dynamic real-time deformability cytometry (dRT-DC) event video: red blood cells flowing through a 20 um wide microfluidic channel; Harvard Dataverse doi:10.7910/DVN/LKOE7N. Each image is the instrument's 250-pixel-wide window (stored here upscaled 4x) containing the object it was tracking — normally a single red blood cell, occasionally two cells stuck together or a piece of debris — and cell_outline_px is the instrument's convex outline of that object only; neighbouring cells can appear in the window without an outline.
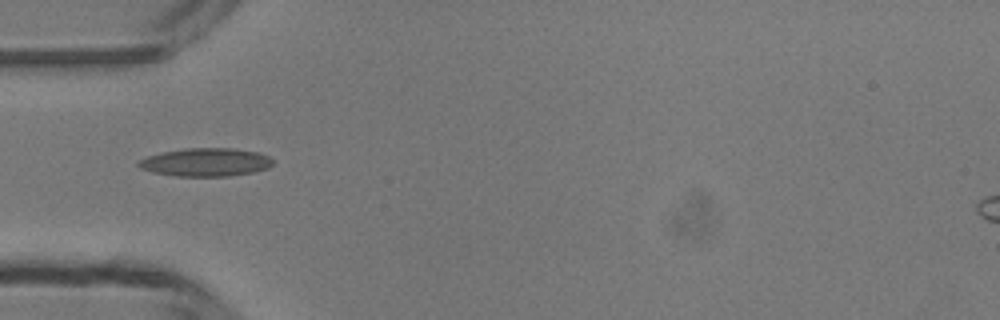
{"species": "common noctule bat (a hibernating species)", "species_latin": "Nyctalus noctula", "temperature_condition": "room temperature", "stored_images_in_passage": 35, "camera_frame_rate_fps": 3000, "um_per_image_px": 0.085, "animal": {"sex": "male", "body_mass_g": 13.3}, "frame": {"image": 1, "passage_image": 2, "time_ms": 0.333, "image_size_px": [1000, 320], "cell_outline_px": [[272, 164], [268, 168], [252, 172], [228, 176], [176, 176], [152, 172], [140, 168], [136, 164], [140, 160], [148, 156], [164, 152], [184, 148], [232, 148], [260, 152], [268, 156], [272, 160]], "centroid_in_image_um": [17.49, 13.78], "position_along_channel_um": 67.5, "area_um2": 22.02}}
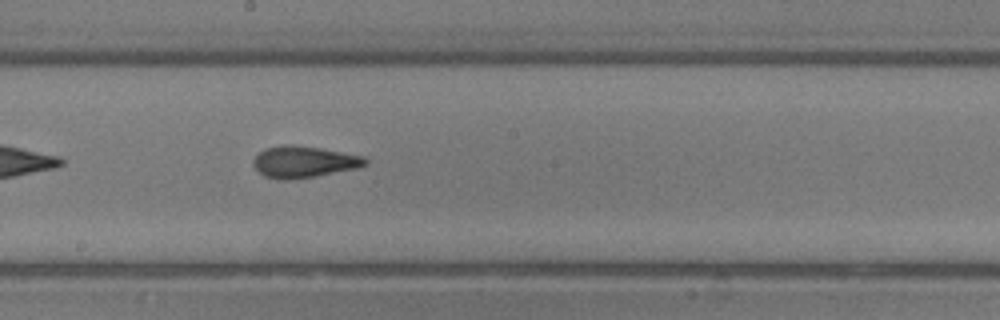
{"frame": {"image": 2, "passage_image": 13, "time_ms": 4.0, "image_size_px": [1000, 320], "cell_outline_px": [[368, 164], [356, 168], [316, 176], [284, 180], [280, 180], [264, 176], [252, 164], [252, 160], [264, 148], [288, 144], [320, 148], [364, 156], [368, 160]], "centroid_in_image_um": [25.82, 13.75], "position_along_channel_um": 222.4, "area_um2": 20.46}}
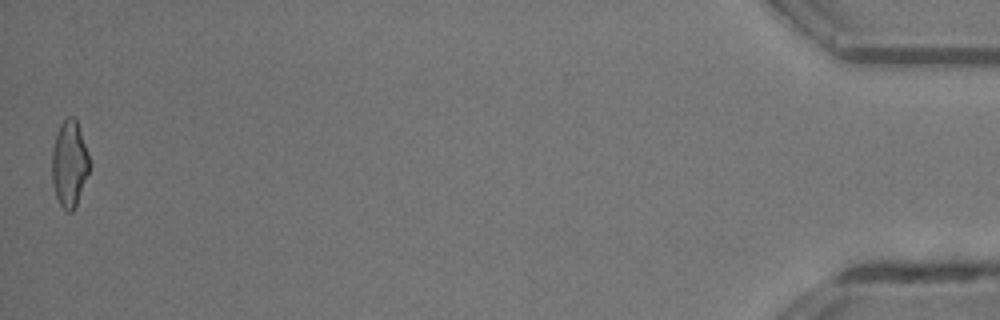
{"frame": {"image": 3, "passage_image": 35, "time_ms": 11.333, "image_size_px": [1000, 320], "cell_outline_px": [[92, 164], [76, 208], [72, 212], [68, 212], [60, 204], [56, 196], [52, 184], [52, 148], [60, 124], [68, 116], [72, 116], [76, 120]], "centroid_in_image_um": [5.92, 13.96], "position_along_channel_um": 429.3, "area_um2": 19.02}, "authors_computed_cell_mechanics": {"area_um2": 19.652, "velocity_mm_per_s": 4.1889, "shape_relaxation_time_tau1_ms": 11.349, "shape_relaxation_time_tau2_ms": 1.6707, "deformation_change_tau1": 0.3199, "deformation_change_tau2": 0.101}}